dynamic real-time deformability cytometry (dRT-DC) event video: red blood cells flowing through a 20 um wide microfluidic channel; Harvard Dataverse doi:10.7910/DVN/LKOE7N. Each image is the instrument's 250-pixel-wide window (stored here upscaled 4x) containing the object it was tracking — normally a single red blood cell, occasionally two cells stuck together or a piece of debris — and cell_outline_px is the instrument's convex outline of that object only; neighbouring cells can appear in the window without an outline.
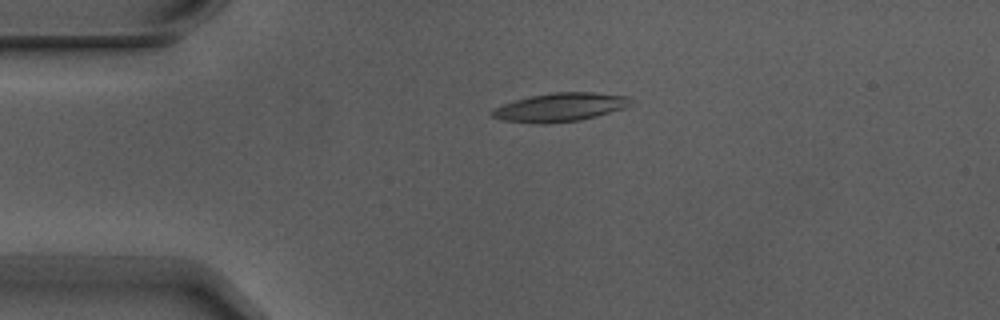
{"species": "Egyptian fruit bat (a non-hibernating species)", "species_latin": "Rousettus aegyptiacus", "temperature_condition": "warm", "stored_images_in_passage": 2, "camera_frame_rate_fps": 3000, "um_per_image_px": 0.085, "animal": {"sex": "male"}, "frame": {"image": 1, "passage_image": 1, "time_ms": 0.0, "image_size_px": [1000, 320], "cell_outline_px": [[632, 104], [624, 108], [596, 116], [580, 120], [548, 124], [536, 124], [504, 120], [492, 116], [492, 112], [496, 108], [504, 104], [516, 100], [532, 96], [552, 92], [592, 92], [628, 96], [632, 100]], "centroid_in_image_um": [47.66, 9.12], "position_along_channel_um": 37.3, "area_um2": 22.89}}